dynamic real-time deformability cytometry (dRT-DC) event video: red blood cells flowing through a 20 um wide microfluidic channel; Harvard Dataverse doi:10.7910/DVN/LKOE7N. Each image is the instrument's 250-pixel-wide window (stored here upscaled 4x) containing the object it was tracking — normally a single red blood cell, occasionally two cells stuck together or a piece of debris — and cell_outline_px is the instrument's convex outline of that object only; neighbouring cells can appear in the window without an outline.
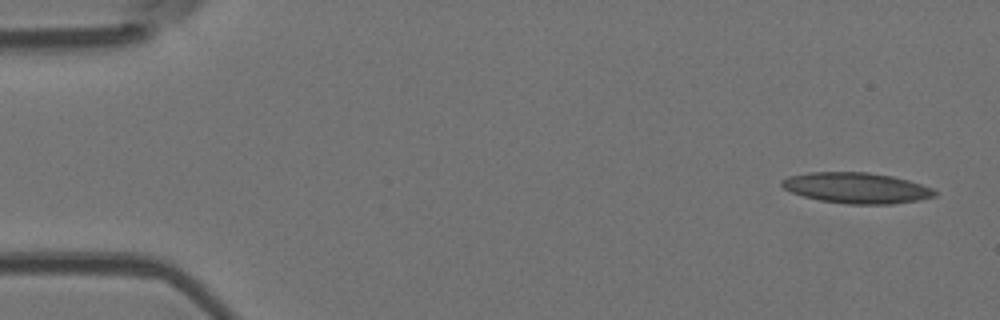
{"species": "Egyptian fruit bat (a non-hibernating species)", "species_latin": "Rousettus aegyptiacus", "temperature_condition": "room temperature", "stored_images_in_passage": 36, "camera_frame_rate_fps": 3000, "um_per_image_px": 0.085, "animal": {"sex": "female"}, "frame": {"image": 1, "passage_image": 1, "time_ms": 0.0, "image_size_px": [1000, 320], "cell_outline_px": [[936, 196], [920, 200], [892, 204], [848, 204], [820, 200], [804, 196], [792, 192], [784, 188], [780, 184], [780, 180], [788, 176], [808, 172], [868, 172], [892, 176], [908, 180], [932, 188], [936, 192]], "centroid_in_image_um": [72.79, 15.97], "position_along_channel_um": 12.2, "area_um2": 27.4}}
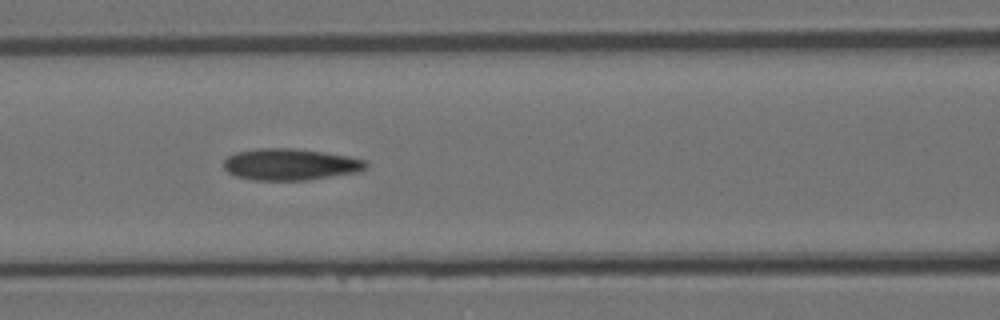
{"frame": {"image": 2, "passage_image": 21, "time_ms": 6.667, "image_size_px": [1000, 320], "cell_outline_px": [[368, 168], [360, 172], [304, 180], [256, 180], [236, 176], [228, 172], [224, 168], [224, 160], [228, 156], [236, 152], [260, 148], [296, 148], [324, 152], [348, 156], [364, 160], [368, 164]], "centroid_in_image_um": [24.7, 13.97], "position_along_channel_um": 141.9, "area_um2": 26.18}}
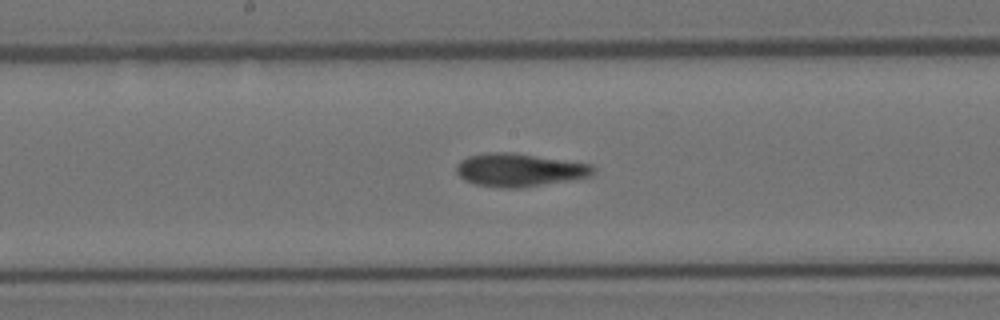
{"frame": {"image": 3, "passage_image": 26, "time_ms": 8.333, "image_size_px": [1000, 320], "cell_outline_px": [[596, 172], [592, 176], [524, 188], [500, 188], [476, 184], [464, 180], [456, 172], [456, 164], [460, 160], [468, 156], [484, 152], [516, 152], [592, 164], [596, 168]], "centroid_in_image_um": [44.16, 14.44], "position_along_channel_um": 204.0, "area_um2": 26.93}}